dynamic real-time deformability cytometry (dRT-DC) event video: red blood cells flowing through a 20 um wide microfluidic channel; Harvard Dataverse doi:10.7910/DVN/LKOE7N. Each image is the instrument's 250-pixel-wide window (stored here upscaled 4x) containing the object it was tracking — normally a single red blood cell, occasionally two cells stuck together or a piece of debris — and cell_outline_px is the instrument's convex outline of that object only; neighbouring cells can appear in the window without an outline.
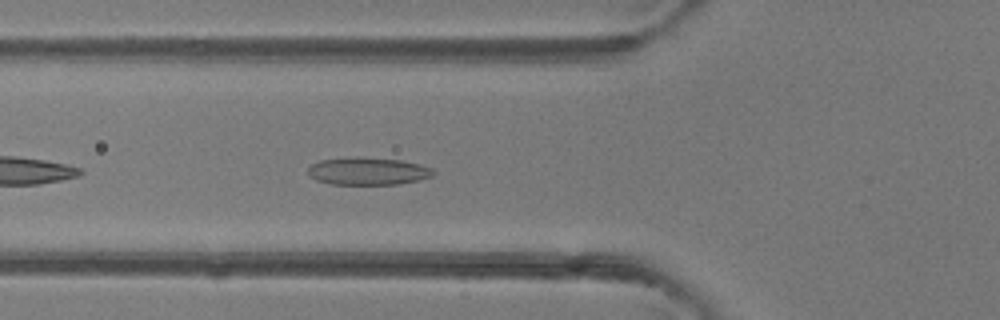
{"species": "common noctule bat (a hibernating species)", "species_latin": "Nyctalus noctula", "temperature_condition": "room temperature", "stored_images_in_passage": 37, "camera_frame_rate_fps": 3000, "um_per_image_px": 0.085, "animal": {"sex": "female"}, "frame": {"image": 1, "passage_image": 5, "time_ms": 1.333, "image_size_px": [1000, 320], "cell_outline_px": [[436, 172], [432, 176], [420, 180], [400, 184], [332, 184], [316, 180], [308, 176], [308, 168], [312, 164], [320, 160], [400, 160], [432, 168]], "centroid_in_image_um": [31.3, 14.61], "position_along_channel_um": 94.5, "area_um2": 19.02}}
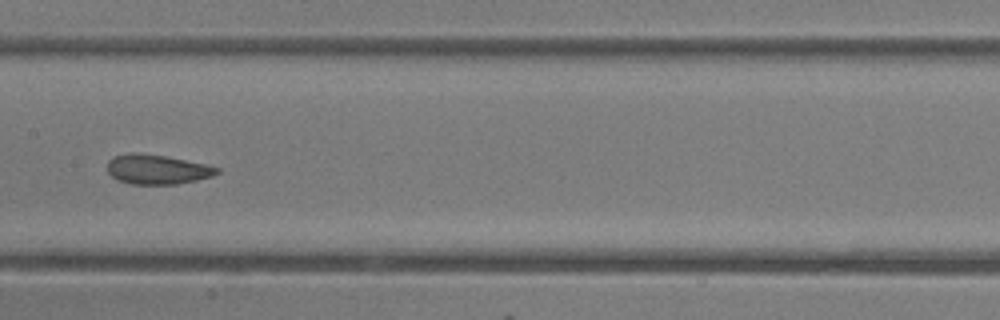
{"frame": {"image": 2, "passage_image": 12, "time_ms": 3.667, "image_size_px": [1000, 320], "cell_outline_px": [[220, 172], [212, 176], [196, 180], [176, 184], [132, 184], [116, 180], [108, 172], [108, 160], [112, 156], [132, 152], [136, 152], [164, 156], [208, 164], [220, 168]], "centroid_in_image_um": [13.35, 14.39], "position_along_channel_um": 194.0, "area_um2": 19.02}}
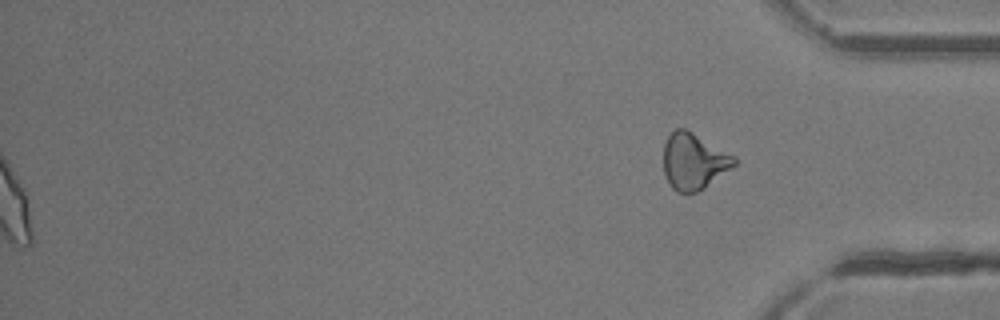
{"frame": {"image": 3, "passage_image": 37, "time_ms": 12.0, "image_size_px": [1000, 320], "cell_outline_px": [[736, 164], [704, 188], [688, 196], [676, 192], [672, 188], [664, 172], [664, 144], [668, 136], [676, 128], [684, 128], [692, 132], [736, 156]], "centroid_in_image_um": [58.96, 13.74], "position_along_channel_um": 376.2, "area_um2": 23.24}, "authors_computed_cell_mechanics": {"area_um2": 19.8254, "velocity_mm_per_s": 4.23, "shape_relaxation_time_tau1_ms": 3.5391, "shape_relaxation_time_tau2_ms": 1.4218, "deformation_change_tau1": 0.1402, "deformation_change_tau2": 0.0914}}